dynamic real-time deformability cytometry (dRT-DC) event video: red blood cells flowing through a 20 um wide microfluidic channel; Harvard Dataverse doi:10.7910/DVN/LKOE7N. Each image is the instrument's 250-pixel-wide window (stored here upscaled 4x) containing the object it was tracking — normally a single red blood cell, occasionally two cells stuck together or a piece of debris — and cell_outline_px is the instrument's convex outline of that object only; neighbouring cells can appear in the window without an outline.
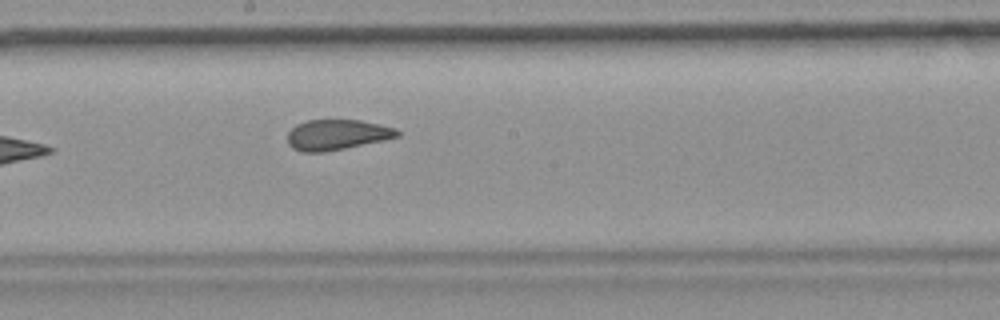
{"species": "common noctule bat (a hibernating species)", "species_latin": "Nyctalus noctula", "temperature_condition": "room temperature", "stored_images_in_passage": 8, "camera_frame_rate_fps": 3000, "um_per_image_px": 0.085, "animal": {"sex": "female", "body_mass_g": 19.9}, "frame": {"image": 1, "passage_image": 8, "time_ms": 8.333, "image_size_px": [1000, 320], "cell_outline_px": [[400, 136], [384, 140], [324, 152], [304, 152], [292, 148], [288, 144], [288, 132], [296, 124], [308, 120], [360, 120], [380, 124], [396, 128], [400, 132]], "centroid_in_image_um": [28.65, 11.45], "position_along_channel_um": 219.6, "area_um2": 19.42}}